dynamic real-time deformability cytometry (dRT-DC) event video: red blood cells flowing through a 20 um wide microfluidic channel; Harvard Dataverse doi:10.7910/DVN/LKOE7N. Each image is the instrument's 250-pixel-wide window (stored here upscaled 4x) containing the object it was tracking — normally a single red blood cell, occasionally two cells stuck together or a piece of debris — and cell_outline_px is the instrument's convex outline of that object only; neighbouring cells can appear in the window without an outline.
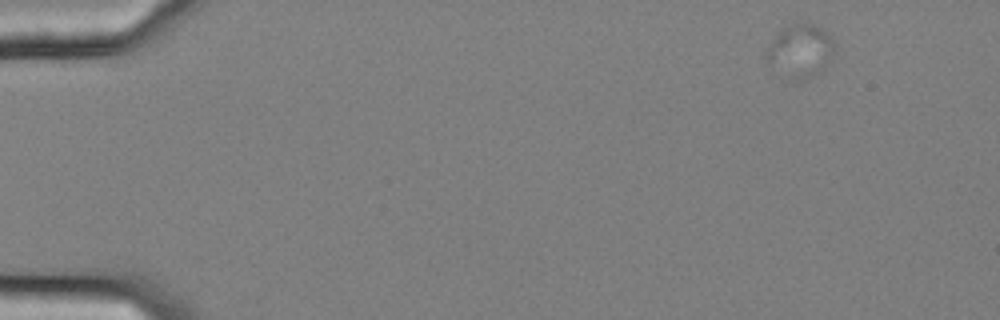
{"species": "common noctule bat (a hibernating species)", "species_latin": "Nyctalus noctula", "temperature_condition": "cold", "stored_images_in_passage": 53, "camera_frame_rate_fps": 3000, "um_per_image_px": 0.085, "animal": {"sex": "female", "body_mass_g": 25.1}, "frame": {"image": 1, "passage_image": 1, "time_ms": 0.0, "image_size_px": [1000, 320], "cell_outline_px": [[836, 52], [832, 60], [824, 72], [800, 80], [796, 80], [768, 64], [764, 56], [764, 52], [772, 40], [788, 24], [812, 24], [820, 28], [836, 44]], "centroid_in_image_um": [68.07, 4.35], "position_along_channel_um": 16.9, "area_um2": 21.04}}
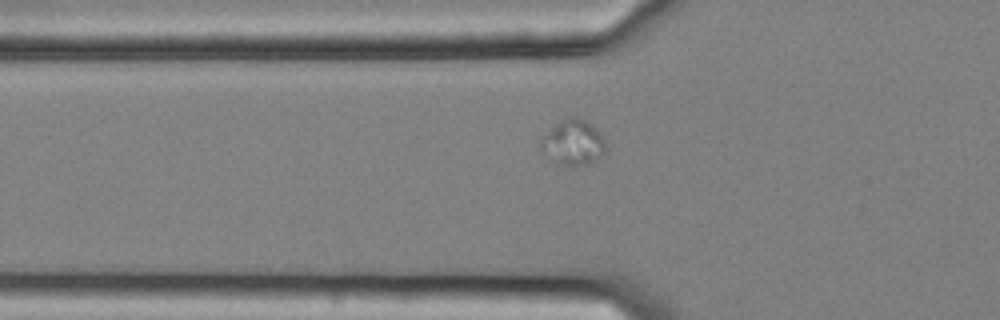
{"frame": {"image": 2, "passage_image": 16, "time_ms": 5.0, "image_size_px": [1000, 320], "cell_outline_px": [[604, 148], [592, 160], [584, 164], [572, 168], [560, 164], [544, 156], [540, 148], [540, 140], [560, 120], [568, 116], [576, 116], [592, 124], [600, 132], [604, 140]], "centroid_in_image_um": [48.64, 12.1], "position_along_channel_um": 77.2, "area_um2": 16.88}}
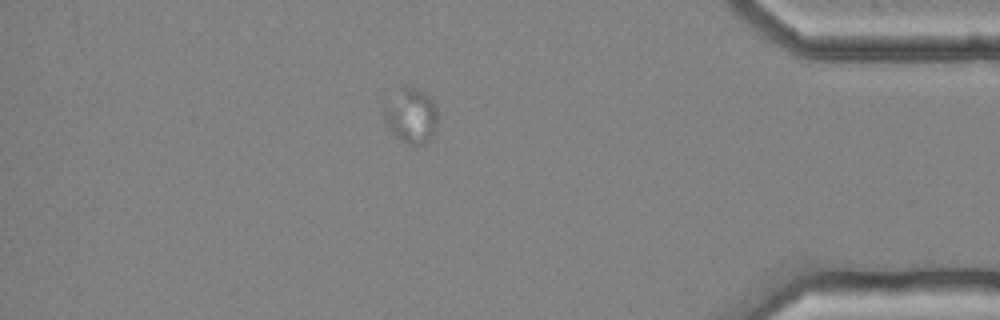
{"frame": {"image": 3, "passage_image": 46, "time_ms": 15.0, "image_size_px": [1000, 320], "cell_outline_px": [[436, 128], [432, 136], [420, 144], [412, 148], [400, 140], [388, 128], [384, 120], [384, 112], [400, 88], [412, 88], [424, 92], [432, 100], [436, 108]], "centroid_in_image_um": [34.97, 9.91], "position_along_channel_um": 400.2, "area_um2": 16.53}}